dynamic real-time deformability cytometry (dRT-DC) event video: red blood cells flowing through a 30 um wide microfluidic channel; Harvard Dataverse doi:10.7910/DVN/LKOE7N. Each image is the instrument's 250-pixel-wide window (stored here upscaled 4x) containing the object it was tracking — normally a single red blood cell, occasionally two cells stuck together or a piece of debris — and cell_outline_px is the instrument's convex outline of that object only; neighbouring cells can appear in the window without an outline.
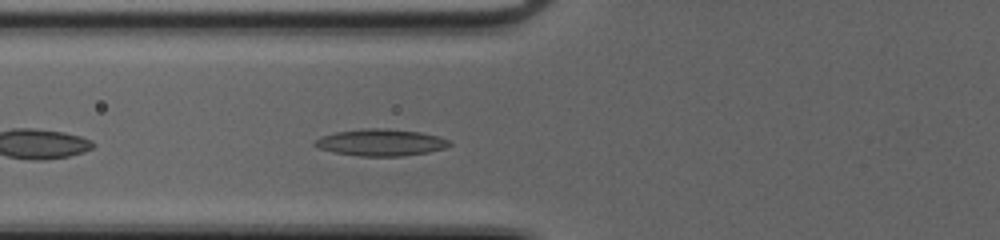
{"species": "common noctule bat (a hibernating species)", "species_latin": "Nyctalus noctula", "temperature_condition": "cold", "stored_images_in_passage": 34, "camera_frame_rate_fps": 3000, "um_per_image_px": 0.085, "animal": {"sex": "female", "body_mass_g": 20.0, "forearm_length_mm": 54.0}, "frame": {"image": 1, "passage_image": 5, "time_ms": 1.333, "image_size_px": [1000, 240], "cell_outline_px": [[452, 144], [444, 148], [428, 152], [404, 156], [360, 156], [332, 152], [320, 148], [312, 144], [320, 136], [336, 132], [360, 128], [388, 128], [420, 132], [440, 136], [448, 140]], "centroid_in_image_um": [32.36, 12.1], "position_along_channel_um": 93.4, "area_um2": 21.15}}
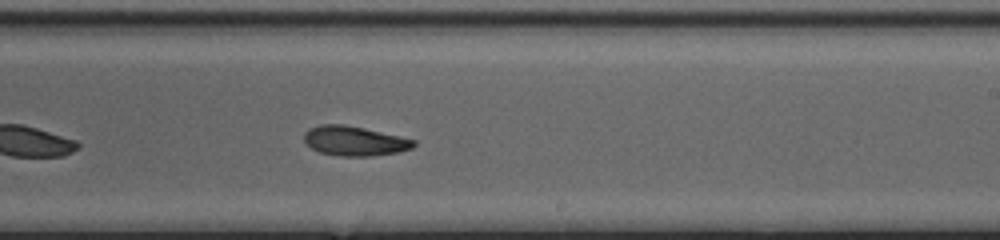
{"frame": {"image": 2, "passage_image": 17, "time_ms": 5.333, "image_size_px": [1000, 240], "cell_outline_px": [[416, 144], [412, 148], [396, 152], [372, 156], [340, 156], [320, 152], [312, 148], [304, 140], [304, 132], [308, 128], [320, 124], [344, 124], [364, 128], [400, 136], [416, 140]], "centroid_in_image_um": [30.12, 11.97], "position_along_channel_um": 258.9, "area_um2": 18.9}}
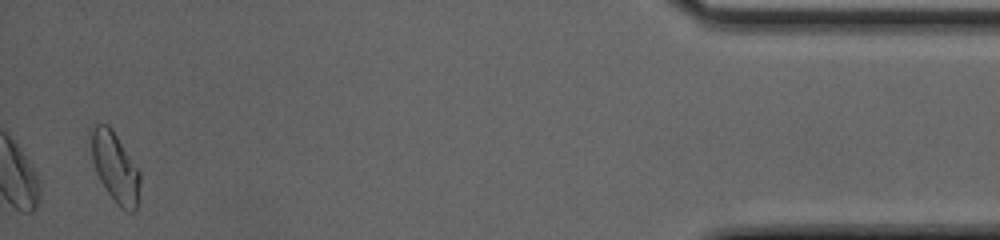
{"frame": {"image": 3, "passage_image": 34, "time_ms": 11.0, "image_size_px": [1000, 240], "cell_outline_px": [[140, 184], [136, 212], [128, 212], [120, 208], [116, 204], [100, 180], [96, 172], [92, 160], [88, 136], [88, 128], [96, 124], [108, 124], [112, 128], [140, 172]], "centroid_in_image_um": [9.74, 14.18], "position_along_channel_um": 425.5, "area_um2": 20.4}, "authors_computed_cell_mechanics": {"area_um2": 19.3052, "velocity_mm_per_s": 4.1206, "shape_relaxation_time_tau1_ms": 4.6788, "shape_relaxation_time_tau2_ms": 4.9314, "deformation_change_tau1": 0.1289, "deformation_change_tau2": 0.1205}}